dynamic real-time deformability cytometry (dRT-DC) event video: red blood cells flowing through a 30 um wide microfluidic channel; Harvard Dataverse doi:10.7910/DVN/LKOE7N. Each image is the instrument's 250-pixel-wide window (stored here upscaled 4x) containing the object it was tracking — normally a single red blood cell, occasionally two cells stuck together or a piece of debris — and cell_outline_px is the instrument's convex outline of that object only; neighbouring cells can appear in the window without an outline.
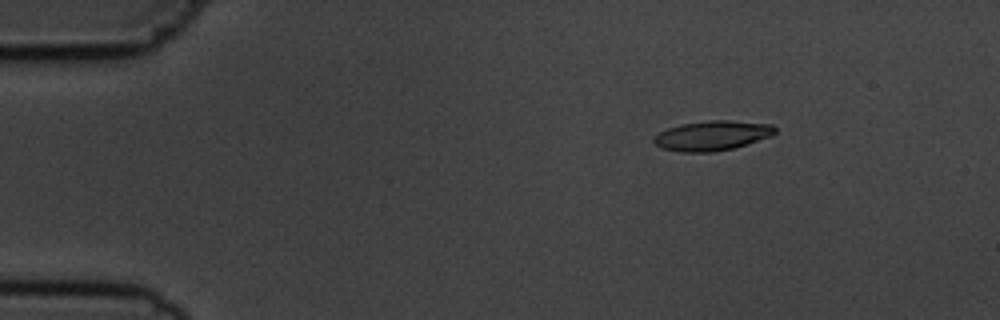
{"species": "common noctule bat (a hibernating species)", "species_latin": "Nyctalus noctula", "temperature_condition": "cold", "stored_images_in_passage": 9, "camera_frame_rate_fps": 3000, "um_per_image_px": 0.085, "animal": {"sex": "male", "body_mass_g": 19.5, "forearm_length_mm": 54.6}, "frame": {"image": 1, "passage_image": 3, "time_ms": 2.333, "image_size_px": [1000, 320], "cell_outline_px": [[776, 132], [772, 136], [732, 148], [712, 152], [680, 152], [660, 148], [652, 140], [660, 132], [668, 128], [680, 124], [708, 120], [728, 120], [772, 124], [776, 128]], "centroid_in_image_um": [60.53, 11.52], "position_along_channel_um": 24.5, "area_um2": 20.98}}
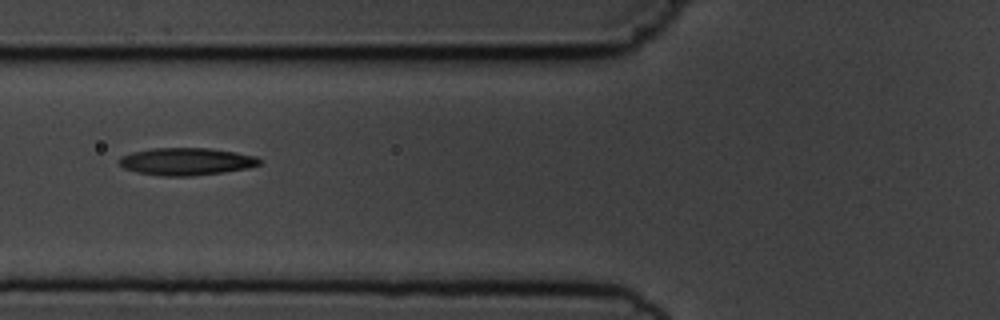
{"frame": {"image": 2, "passage_image": 7, "time_ms": 6.667, "image_size_px": [1000, 320], "cell_outline_px": [[260, 164], [248, 168], [224, 172], [192, 176], [160, 176], [136, 172], [124, 168], [116, 160], [120, 156], [132, 152], [152, 148], [208, 148], [236, 152], [256, 156], [260, 160]], "centroid_in_image_um": [15.8, 13.73], "position_along_channel_um": 110.0, "area_um2": 22.54}}
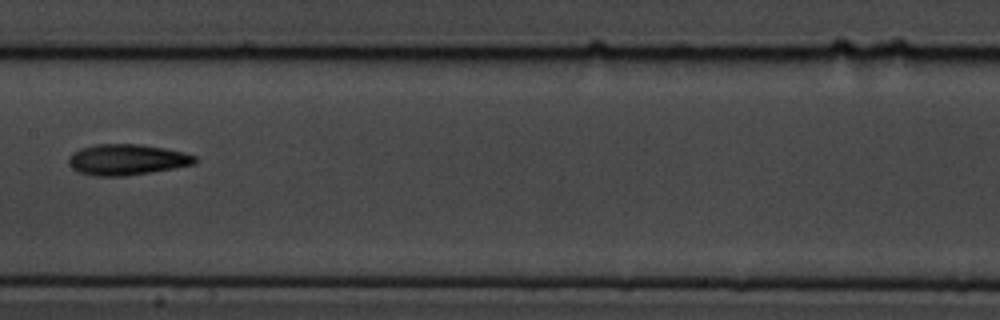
{"frame": {"image": 3, "passage_image": 9, "time_ms": 9.0, "image_size_px": [1000, 320], "cell_outline_px": [[200, 160], [196, 164], [176, 168], [128, 176], [96, 176], [76, 172], [68, 164], [68, 156], [72, 152], [80, 148], [96, 144], [140, 144], [164, 148], [184, 152], [196, 156]], "centroid_in_image_um": [10.79, 13.57], "position_along_channel_um": 196.6, "area_um2": 23.18}}